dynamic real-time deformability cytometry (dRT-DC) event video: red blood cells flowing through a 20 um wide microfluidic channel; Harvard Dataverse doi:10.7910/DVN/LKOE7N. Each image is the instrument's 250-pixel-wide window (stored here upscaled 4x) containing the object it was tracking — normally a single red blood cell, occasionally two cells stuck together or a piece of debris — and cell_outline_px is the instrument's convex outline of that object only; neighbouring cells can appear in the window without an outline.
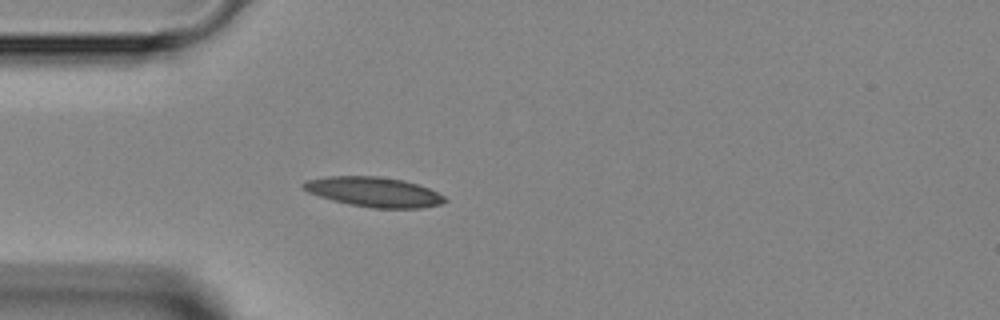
{"species": "Egyptian fruit bat (a non-hibernating species)", "species_latin": "Rousettus aegyptiacus", "temperature_condition": "room temperature", "stored_images_in_passage": 3, "camera_frame_rate_fps": 3000, "um_per_image_px": 0.085, "animal": {"sex": "female"}, "frame": {"image": 1, "passage_image": 3, "time_ms": 2.0, "image_size_px": [1000, 320], "cell_outline_px": [[448, 200], [440, 204], [420, 208], [372, 208], [348, 204], [332, 200], [308, 192], [300, 188], [300, 184], [308, 180], [328, 176], [376, 176], [404, 180], [428, 188], [444, 196]], "centroid_in_image_um": [31.75, 16.31], "position_along_channel_um": 53.3, "area_um2": 24.51}}